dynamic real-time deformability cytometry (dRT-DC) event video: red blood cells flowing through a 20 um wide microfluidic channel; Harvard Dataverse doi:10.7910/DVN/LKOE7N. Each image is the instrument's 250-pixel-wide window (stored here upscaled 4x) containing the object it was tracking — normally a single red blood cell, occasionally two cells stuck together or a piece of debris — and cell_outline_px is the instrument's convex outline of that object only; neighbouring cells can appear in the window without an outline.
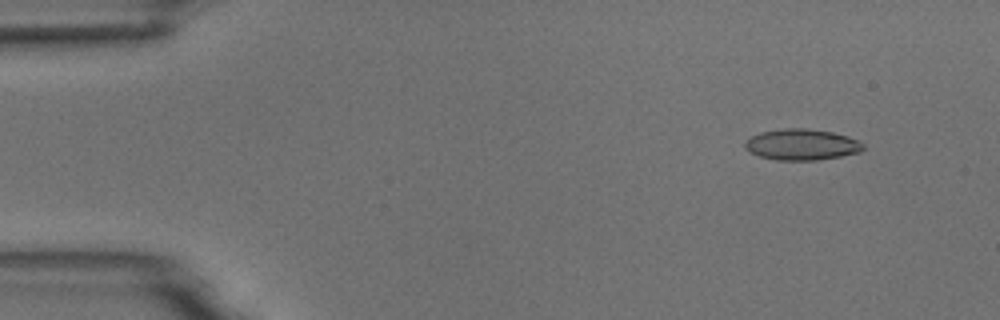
{"species": "common noctule bat (a hibernating species)", "species_latin": "Nyctalus noctula", "temperature_condition": "room temperature", "stored_images_in_passage": 6, "camera_frame_rate_fps": 3000, "um_per_image_px": 0.085, "animal": {"sex": "male", "body_mass_g": 18.8}, "frame": {"image": 1, "passage_image": 2, "time_ms": 1.0, "image_size_px": [1000, 320], "cell_outline_px": [[864, 148], [860, 152], [840, 156], [816, 160], [776, 160], [760, 156], [744, 148], [744, 140], [760, 132], [784, 128], [804, 128], [832, 132], [848, 136], [864, 144]], "centroid_in_image_um": [68.13, 12.28], "position_along_channel_um": 16.9, "area_um2": 21.33}}
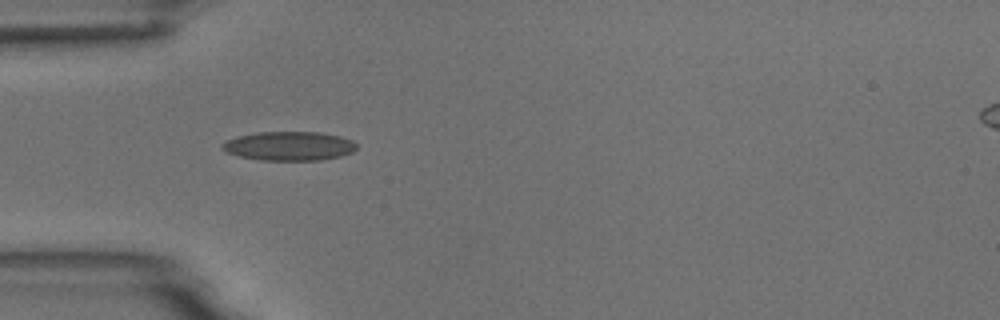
{"frame": {"image": 2, "passage_image": 5, "time_ms": 4.667, "image_size_px": [1000, 320], "cell_outline_px": [[356, 148], [352, 152], [340, 156], [320, 160], [260, 160], [240, 156], [228, 152], [220, 148], [220, 144], [236, 136], [256, 132], [320, 132], [340, 136], [352, 140], [356, 144]], "centroid_in_image_um": [24.56, 12.4], "position_along_channel_um": 60.4, "area_um2": 22.72}}